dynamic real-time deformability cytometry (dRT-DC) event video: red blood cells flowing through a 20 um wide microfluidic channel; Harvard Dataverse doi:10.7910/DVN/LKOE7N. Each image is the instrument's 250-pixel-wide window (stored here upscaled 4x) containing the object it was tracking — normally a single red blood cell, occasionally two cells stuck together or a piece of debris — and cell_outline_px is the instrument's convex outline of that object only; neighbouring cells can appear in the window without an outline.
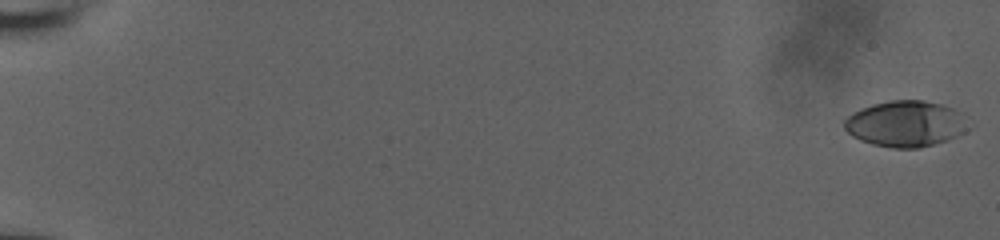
{"species": "human", "species_latin": "Homo sapiens", "temperature_condition": "room temperature", "stored_images_in_passage": 57, "camera_frame_rate_fps": 3000, "um_per_image_px": 0.085, "donor": {"sex": "male"}, "frame": {"image": 1, "passage_image": 1, "time_ms": 0.0, "image_size_px": [1000, 240], "cell_outline_px": [[968, 128], [964, 132], [956, 136], [920, 148], [892, 148], [872, 144], [860, 140], [852, 136], [844, 128], [844, 120], [848, 116], [872, 104], [888, 100], [924, 100], [940, 104], [964, 112]], "centroid_in_image_um": [76.99, 10.51], "position_along_channel_um": 8.0, "area_um2": 33.12}}
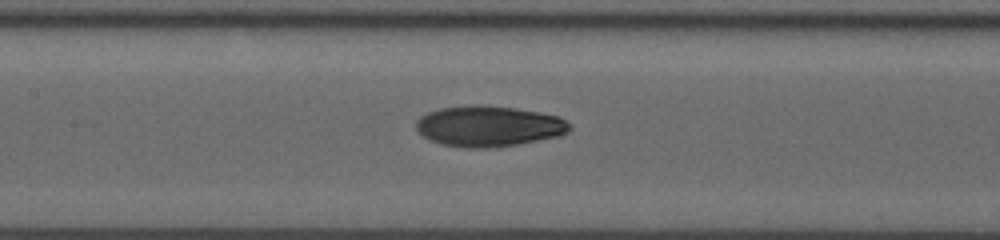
{"frame": {"image": 2, "passage_image": 30, "time_ms": 9.667, "image_size_px": [1000, 240], "cell_outline_px": [[572, 128], [568, 132], [560, 136], [516, 144], [488, 148], [464, 148], [440, 144], [416, 132], [416, 120], [420, 116], [428, 112], [440, 108], [472, 104], [480, 104], [516, 108], [540, 112], [560, 116], [572, 124]], "centroid_in_image_um": [41.55, 10.71], "position_along_channel_um": 165.8, "area_um2": 36.88}}
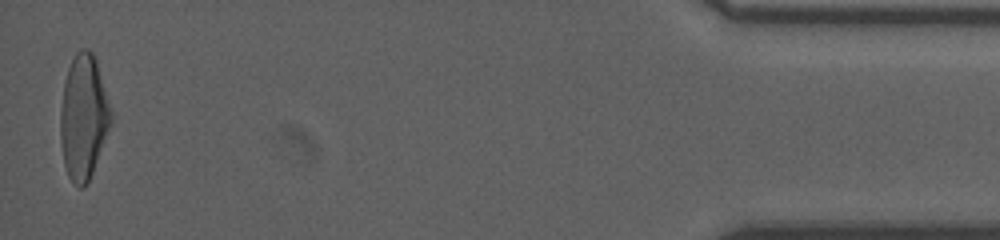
{"frame": {"image": 3, "passage_image": 56, "time_ms": 18.333, "image_size_px": [1000, 240], "cell_outline_px": [[112, 124], [88, 184], [80, 188], [72, 184], [68, 176], [64, 164], [60, 144], [60, 112], [64, 84], [68, 68], [76, 52], [80, 48], [88, 48], [92, 52], [96, 60], [112, 112]], "centroid_in_image_um": [7.1, 10.0], "position_along_channel_um": 428.1, "area_um2": 37.05}, "authors_computed_cell_mechanics": {"area_um2": 35.258, "velocity_mm_per_s": 3.9474, "shape_relaxation_time_tau1_ms": 6.5977, "shape_relaxation_time_tau2_ms": 2.4421, "deformation_change_tau1": 0.2367, "deformation_change_tau2": 0.0724}}